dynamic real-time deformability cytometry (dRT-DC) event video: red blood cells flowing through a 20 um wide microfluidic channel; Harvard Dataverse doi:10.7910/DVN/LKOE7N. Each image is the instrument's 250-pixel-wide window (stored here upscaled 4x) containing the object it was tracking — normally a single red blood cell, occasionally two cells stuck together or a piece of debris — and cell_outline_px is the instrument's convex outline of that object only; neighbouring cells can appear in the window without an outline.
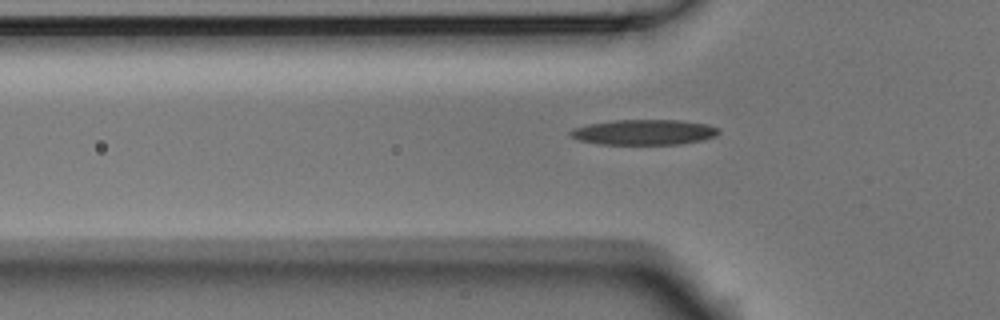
{"species": "Egyptian fruit bat (a non-hibernating species)", "species_latin": "Rousettus aegyptiacus", "temperature_condition": "room temperature", "stored_images_in_passage": 49, "camera_frame_rate_fps": 3000, "um_per_image_px": 0.085, "animal": {"sex": "male"}, "frame": {"image": 1, "passage_image": 16, "time_ms": 5.0, "image_size_px": [1000, 320], "cell_outline_px": [[720, 132], [716, 136], [700, 140], [680, 144], [600, 144], [580, 140], [568, 136], [568, 132], [572, 128], [588, 124], [612, 120], [680, 120], [708, 124], [720, 128]], "centroid_in_image_um": [54.73, 11.23], "position_along_channel_um": 71.1, "area_um2": 22.02}}
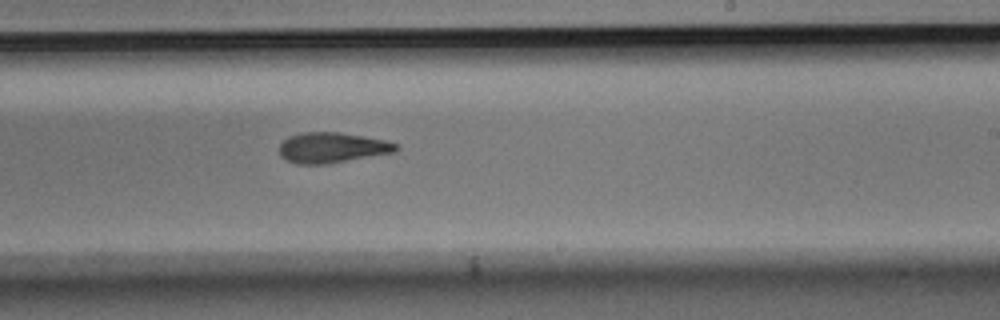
{"frame": {"image": 2, "passage_image": 31, "time_ms": 10.0, "image_size_px": [1000, 320], "cell_outline_px": [[400, 148], [396, 152], [324, 164], [296, 164], [280, 156], [280, 144], [288, 136], [304, 132], [340, 132], [388, 140], [400, 144]], "centroid_in_image_um": [28.28, 12.54], "position_along_channel_um": 260.7, "area_um2": 20.81}}
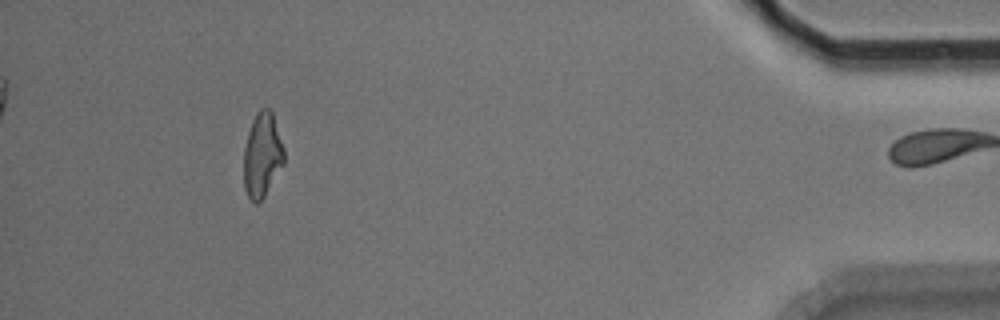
{"frame": {"image": 3, "passage_image": 48, "time_ms": 15.667, "image_size_px": [1000, 320], "cell_outline_px": [[284, 164], [264, 196], [256, 204], [248, 196], [244, 188], [244, 148], [248, 132], [252, 120], [256, 112], [260, 108], [272, 108], [284, 148]], "centroid_in_image_um": [22.3, 13.12], "position_along_channel_um": 412.9, "area_um2": 20.0}, "authors_computed_cell_mechanics": {"area_um2": 20.6346, "velocity_mm_per_s": 3.7816, "shape_relaxation_time_tau1_ms": 7.7443, "shape_relaxation_time_tau2_ms": 2.2568, "deformation_change_tau1": 0.202, "deformation_change_tau2": 0.1139}}